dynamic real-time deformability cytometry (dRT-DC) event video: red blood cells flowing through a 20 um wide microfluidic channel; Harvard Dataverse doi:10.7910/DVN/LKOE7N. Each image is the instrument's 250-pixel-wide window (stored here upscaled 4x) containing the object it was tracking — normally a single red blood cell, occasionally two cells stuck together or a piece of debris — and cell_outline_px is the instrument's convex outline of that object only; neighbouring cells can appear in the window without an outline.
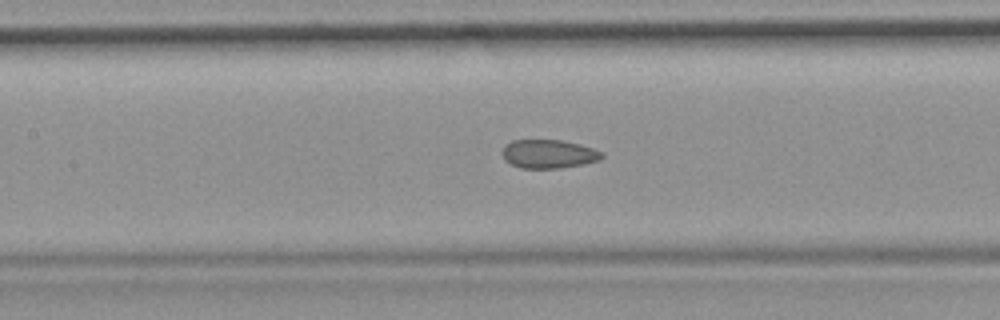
{"species": "common noctule bat (a hibernating species)", "species_latin": "Nyctalus noctula", "temperature_condition": "room temperature", "stored_images_in_passage": 47, "camera_frame_rate_fps": 3000, "um_per_image_px": 0.085, "animal": {"sex": "female", "body_mass_g": 19.9}, "frame": {"image": 1, "passage_image": 21, "time_ms": 6.667, "image_size_px": [1000, 320], "cell_outline_px": [[604, 156], [600, 160], [560, 168], [520, 168], [504, 160], [500, 152], [504, 144], [512, 140], [560, 140], [580, 144], [604, 152]], "centroid_in_image_um": [46.59, 13.08], "position_along_channel_um": 160.8, "area_um2": 16.76}}